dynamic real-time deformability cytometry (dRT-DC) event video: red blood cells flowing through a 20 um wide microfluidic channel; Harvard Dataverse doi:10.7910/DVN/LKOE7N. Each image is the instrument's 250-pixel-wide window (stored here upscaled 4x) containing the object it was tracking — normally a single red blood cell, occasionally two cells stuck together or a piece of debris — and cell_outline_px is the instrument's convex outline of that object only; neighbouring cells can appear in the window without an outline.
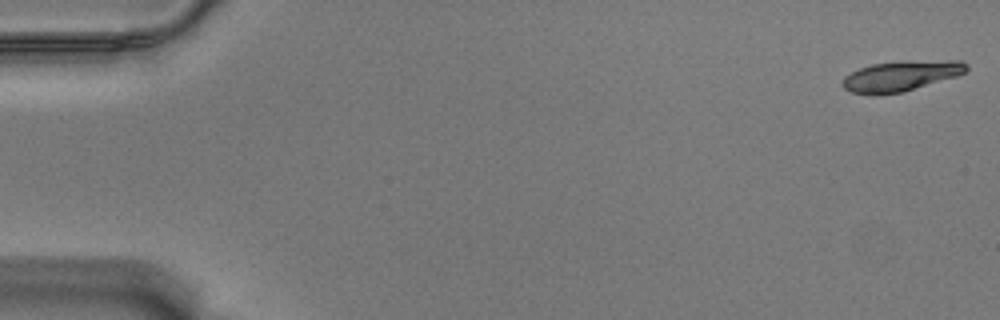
{"species": "Egyptian fruit bat (a non-hibernating species)", "species_latin": "Rousettus aegyptiacus", "temperature_condition": "warm", "stored_images_in_passage": 57, "camera_frame_rate_fps": 3000, "um_per_image_px": 0.085, "animal": {"sex": "male"}, "frame": {"image": 1, "passage_image": 1, "time_ms": 0.0, "image_size_px": [1000, 320], "cell_outline_px": [[968, 68], [964, 72], [956, 76], [904, 92], [880, 96], [872, 96], [852, 92], [844, 88], [840, 84], [840, 80], [844, 76], [860, 68], [872, 64], [908, 60], [960, 60], [968, 64]], "centroid_in_image_um": [76.54, 6.47], "position_along_channel_um": 8.5, "area_um2": 22.43}}
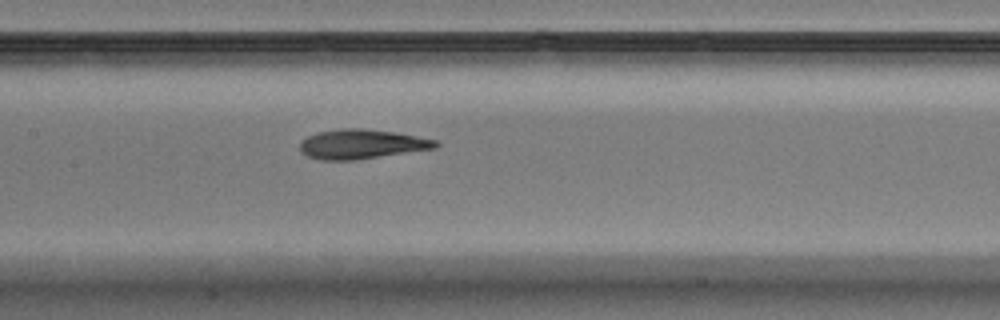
{"frame": {"image": 2, "passage_image": 28, "time_ms": 9.0, "image_size_px": [1000, 320], "cell_outline_px": [[440, 144], [436, 148], [352, 160], [320, 160], [308, 156], [300, 152], [300, 144], [308, 136], [320, 132], [344, 128], [364, 128], [392, 132], [416, 136], [436, 140]], "centroid_in_image_um": [30.73, 12.25], "position_along_channel_um": 176.7, "area_um2": 22.95}}
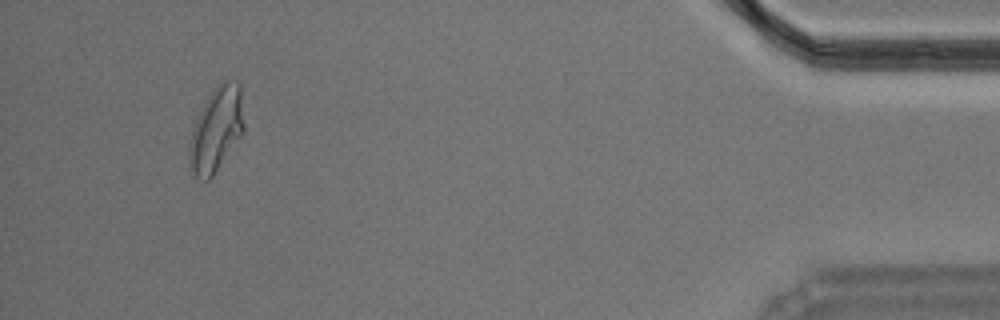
{"frame": {"image": 3, "passage_image": 54, "time_ms": 17.667, "image_size_px": [1000, 320], "cell_outline_px": [[244, 132], [212, 176], [208, 180], [204, 180], [196, 176], [188, 168], [188, 144], [192, 128], [208, 96], [224, 80], [240, 80], [244, 124]], "centroid_in_image_um": [18.38, 11.01], "position_along_channel_um": 416.8, "area_um2": 26.93}, "authors_computed_cell_mechanics": {"area_um2": 23.1778, "velocity_mm_per_s": 3.5243, "shape_relaxation_time_tau1_ms": 10.4431, "shape_relaxation_time_tau2_ms": 3.4209, "deformation_change_tau1": 0.2751, "deformation_change_tau2": 0.1042}}